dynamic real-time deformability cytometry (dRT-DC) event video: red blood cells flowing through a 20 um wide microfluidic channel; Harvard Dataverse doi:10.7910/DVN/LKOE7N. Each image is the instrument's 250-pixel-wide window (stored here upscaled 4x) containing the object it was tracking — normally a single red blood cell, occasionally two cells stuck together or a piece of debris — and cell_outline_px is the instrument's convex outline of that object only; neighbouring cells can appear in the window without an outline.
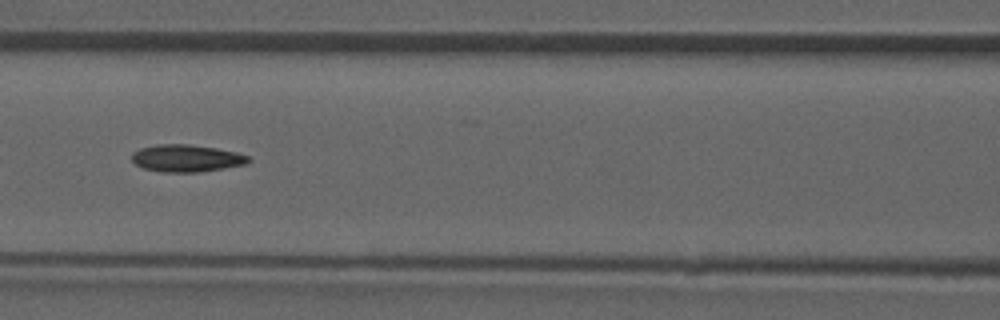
{"species": "common noctule bat (a hibernating species)", "species_latin": "Nyctalus noctula", "temperature_condition": "room temperature", "stored_images_in_passage": 52, "camera_frame_rate_fps": 3000, "um_per_image_px": 0.085, "animal": {"sex": "male", "forearm_length_mm": 52.5}, "frame": {"image": 1, "passage_image": 23, "time_ms": 7.333, "image_size_px": [1000, 320], "cell_outline_px": [[252, 160], [248, 164], [200, 172], [160, 172], [144, 168], [136, 164], [132, 160], [132, 152], [140, 148], [160, 144], [188, 144], [216, 148], [236, 152], [248, 156]], "centroid_in_image_um": [15.87, 13.45], "position_along_channel_um": 150.7, "area_um2": 18.55}}
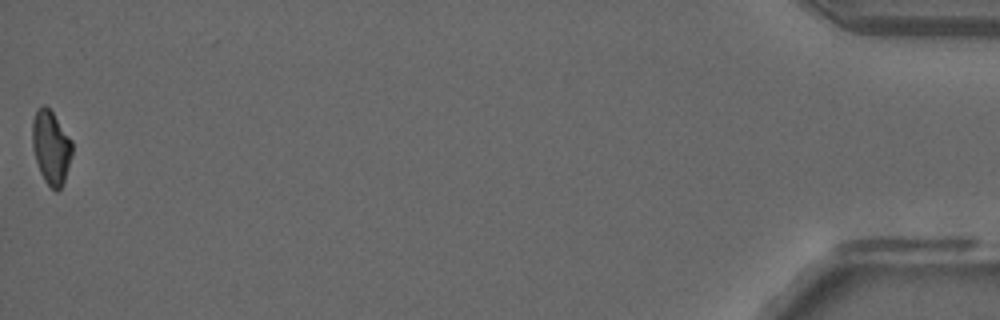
{"frame": {"image": 2, "passage_image": 52, "time_ms": 17.0, "image_size_px": [1000, 320], "cell_outline_px": [[72, 156], [64, 180], [60, 188], [56, 192], [44, 180], [40, 172], [32, 148], [32, 120], [36, 112], [44, 104], [52, 112], [72, 140]], "centroid_in_image_um": [4.33, 12.53], "position_along_channel_um": 430.9, "area_um2": 16.94}, "authors_computed_cell_mechanics": {"area_um2": 18.2648, "velocity_mm_per_s": 3.9463, "shape_relaxation_time_tau1_ms": null, "shape_relaxation_time_tau2_ms": 3.9067, "deformation_change_tau1": null, "deformation_change_tau2": 0.1222}}